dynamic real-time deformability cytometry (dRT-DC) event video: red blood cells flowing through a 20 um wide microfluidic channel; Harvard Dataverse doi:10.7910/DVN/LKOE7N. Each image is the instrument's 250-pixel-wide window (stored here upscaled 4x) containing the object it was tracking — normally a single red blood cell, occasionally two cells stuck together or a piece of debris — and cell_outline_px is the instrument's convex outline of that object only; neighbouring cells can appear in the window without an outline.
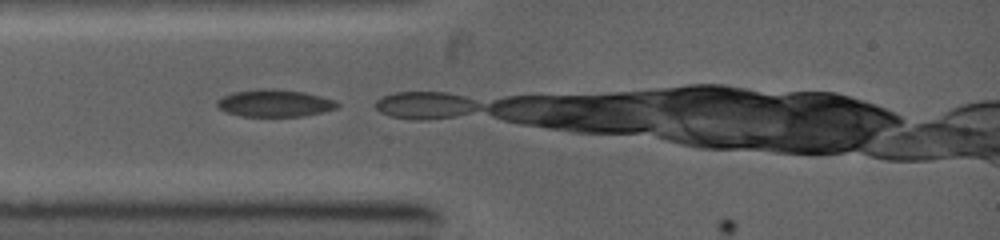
{"species": "common noctule bat (a hibernating species)", "species_latin": "Nyctalus noctula", "temperature_condition": "warm", "stored_images_in_passage": 2, "camera_frame_rate_fps": 5000, "um_per_image_px": 0.085, "animal": {"sex": "female", "body_mass_g": 19.0, "forearm_length_mm": 53.3}, "frame": {"image": 1, "passage_image": 1, "time_ms": 0.0, "image_size_px": [1000, 240], "cell_outline_px": [[340, 104], [336, 108], [320, 112], [300, 116], [240, 116], [216, 108], [216, 100], [232, 92], [260, 88], [272, 88], [304, 92], [320, 96], [332, 100]], "centroid_in_image_um": [23.27, 8.76], "position_along_channel_um": 61.7, "area_um2": 18.96}}